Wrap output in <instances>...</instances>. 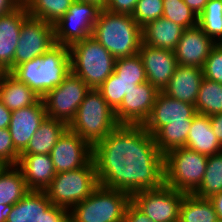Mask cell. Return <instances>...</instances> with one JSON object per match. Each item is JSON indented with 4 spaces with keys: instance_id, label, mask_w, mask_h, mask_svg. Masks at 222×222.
<instances>
[{
    "instance_id": "6da1fadb",
    "label": "cell",
    "mask_w": 222,
    "mask_h": 222,
    "mask_svg": "<svg viewBox=\"0 0 222 222\" xmlns=\"http://www.w3.org/2000/svg\"><path fill=\"white\" fill-rule=\"evenodd\" d=\"M99 185L132 195L164 182V155L142 125L119 124L93 146Z\"/></svg>"
},
{
    "instance_id": "7a4b0ae2",
    "label": "cell",
    "mask_w": 222,
    "mask_h": 222,
    "mask_svg": "<svg viewBox=\"0 0 222 222\" xmlns=\"http://www.w3.org/2000/svg\"><path fill=\"white\" fill-rule=\"evenodd\" d=\"M70 71L69 47L55 44L43 55L16 66L10 74L42 98L58 86Z\"/></svg>"
},
{
    "instance_id": "3957f363",
    "label": "cell",
    "mask_w": 222,
    "mask_h": 222,
    "mask_svg": "<svg viewBox=\"0 0 222 222\" xmlns=\"http://www.w3.org/2000/svg\"><path fill=\"white\" fill-rule=\"evenodd\" d=\"M92 37L118 59L138 53L142 43V28L130 14L102 8Z\"/></svg>"
},
{
    "instance_id": "277c9868",
    "label": "cell",
    "mask_w": 222,
    "mask_h": 222,
    "mask_svg": "<svg viewBox=\"0 0 222 222\" xmlns=\"http://www.w3.org/2000/svg\"><path fill=\"white\" fill-rule=\"evenodd\" d=\"M119 125L115 111L98 89H90L78 107L68 129L77 133L92 147Z\"/></svg>"
},
{
    "instance_id": "5b68a950",
    "label": "cell",
    "mask_w": 222,
    "mask_h": 222,
    "mask_svg": "<svg viewBox=\"0 0 222 222\" xmlns=\"http://www.w3.org/2000/svg\"><path fill=\"white\" fill-rule=\"evenodd\" d=\"M71 72L98 89L114 72L115 57L92 36L69 46Z\"/></svg>"
},
{
    "instance_id": "8992f818",
    "label": "cell",
    "mask_w": 222,
    "mask_h": 222,
    "mask_svg": "<svg viewBox=\"0 0 222 222\" xmlns=\"http://www.w3.org/2000/svg\"><path fill=\"white\" fill-rule=\"evenodd\" d=\"M131 195L98 185L69 211L71 222H122Z\"/></svg>"
},
{
    "instance_id": "52a82bcc",
    "label": "cell",
    "mask_w": 222,
    "mask_h": 222,
    "mask_svg": "<svg viewBox=\"0 0 222 222\" xmlns=\"http://www.w3.org/2000/svg\"><path fill=\"white\" fill-rule=\"evenodd\" d=\"M208 156L186 147L176 148L164 155V182L167 186L193 194L203 180Z\"/></svg>"
},
{
    "instance_id": "ba28073f",
    "label": "cell",
    "mask_w": 222,
    "mask_h": 222,
    "mask_svg": "<svg viewBox=\"0 0 222 222\" xmlns=\"http://www.w3.org/2000/svg\"><path fill=\"white\" fill-rule=\"evenodd\" d=\"M99 185L93 159L84 167L57 173L44 190L53 205L71 210Z\"/></svg>"
},
{
    "instance_id": "9c48e42d",
    "label": "cell",
    "mask_w": 222,
    "mask_h": 222,
    "mask_svg": "<svg viewBox=\"0 0 222 222\" xmlns=\"http://www.w3.org/2000/svg\"><path fill=\"white\" fill-rule=\"evenodd\" d=\"M102 7L93 2L74 1L54 25L55 44L70 46L93 34Z\"/></svg>"
},
{
    "instance_id": "30bf717a",
    "label": "cell",
    "mask_w": 222,
    "mask_h": 222,
    "mask_svg": "<svg viewBox=\"0 0 222 222\" xmlns=\"http://www.w3.org/2000/svg\"><path fill=\"white\" fill-rule=\"evenodd\" d=\"M89 90L88 85L70 71L58 86L41 98L47 117L69 125Z\"/></svg>"
},
{
    "instance_id": "8fae6325",
    "label": "cell",
    "mask_w": 222,
    "mask_h": 222,
    "mask_svg": "<svg viewBox=\"0 0 222 222\" xmlns=\"http://www.w3.org/2000/svg\"><path fill=\"white\" fill-rule=\"evenodd\" d=\"M185 193L167 186L147 189L131 195V201L154 222H179Z\"/></svg>"
},
{
    "instance_id": "7c38bea8",
    "label": "cell",
    "mask_w": 222,
    "mask_h": 222,
    "mask_svg": "<svg viewBox=\"0 0 222 222\" xmlns=\"http://www.w3.org/2000/svg\"><path fill=\"white\" fill-rule=\"evenodd\" d=\"M54 45V25L28 16L21 25L20 38L14 54V68L43 55Z\"/></svg>"
},
{
    "instance_id": "4fadbf2b",
    "label": "cell",
    "mask_w": 222,
    "mask_h": 222,
    "mask_svg": "<svg viewBox=\"0 0 222 222\" xmlns=\"http://www.w3.org/2000/svg\"><path fill=\"white\" fill-rule=\"evenodd\" d=\"M50 155L56 173L73 171L86 166L92 160L93 147L77 133L67 129Z\"/></svg>"
},
{
    "instance_id": "5bb4252c",
    "label": "cell",
    "mask_w": 222,
    "mask_h": 222,
    "mask_svg": "<svg viewBox=\"0 0 222 222\" xmlns=\"http://www.w3.org/2000/svg\"><path fill=\"white\" fill-rule=\"evenodd\" d=\"M158 92L148 81L131 89L115 110L118 123L143 125L152 111Z\"/></svg>"
},
{
    "instance_id": "9a60e30c",
    "label": "cell",
    "mask_w": 222,
    "mask_h": 222,
    "mask_svg": "<svg viewBox=\"0 0 222 222\" xmlns=\"http://www.w3.org/2000/svg\"><path fill=\"white\" fill-rule=\"evenodd\" d=\"M196 107L159 91L148 119L142 125L152 136L172 122H192Z\"/></svg>"
},
{
    "instance_id": "2e32d148",
    "label": "cell",
    "mask_w": 222,
    "mask_h": 222,
    "mask_svg": "<svg viewBox=\"0 0 222 222\" xmlns=\"http://www.w3.org/2000/svg\"><path fill=\"white\" fill-rule=\"evenodd\" d=\"M28 16L23 2L13 11L0 16V73H10L14 69L21 25Z\"/></svg>"
},
{
    "instance_id": "e0dca14e",
    "label": "cell",
    "mask_w": 222,
    "mask_h": 222,
    "mask_svg": "<svg viewBox=\"0 0 222 222\" xmlns=\"http://www.w3.org/2000/svg\"><path fill=\"white\" fill-rule=\"evenodd\" d=\"M138 54L143 61L147 81L158 91H163L178 66L174 51L154 48L141 43Z\"/></svg>"
},
{
    "instance_id": "ac0fdd59",
    "label": "cell",
    "mask_w": 222,
    "mask_h": 222,
    "mask_svg": "<svg viewBox=\"0 0 222 222\" xmlns=\"http://www.w3.org/2000/svg\"><path fill=\"white\" fill-rule=\"evenodd\" d=\"M47 114L43 100L11 112L9 131L15 149L21 154Z\"/></svg>"
},
{
    "instance_id": "d6986e66",
    "label": "cell",
    "mask_w": 222,
    "mask_h": 222,
    "mask_svg": "<svg viewBox=\"0 0 222 222\" xmlns=\"http://www.w3.org/2000/svg\"><path fill=\"white\" fill-rule=\"evenodd\" d=\"M215 45L216 43L197 25L183 31L174 49V55L179 65L202 69Z\"/></svg>"
},
{
    "instance_id": "ffe728a7",
    "label": "cell",
    "mask_w": 222,
    "mask_h": 222,
    "mask_svg": "<svg viewBox=\"0 0 222 222\" xmlns=\"http://www.w3.org/2000/svg\"><path fill=\"white\" fill-rule=\"evenodd\" d=\"M16 166L29 190L44 191L57 174L50 154H20Z\"/></svg>"
},
{
    "instance_id": "44dd1931",
    "label": "cell",
    "mask_w": 222,
    "mask_h": 222,
    "mask_svg": "<svg viewBox=\"0 0 222 222\" xmlns=\"http://www.w3.org/2000/svg\"><path fill=\"white\" fill-rule=\"evenodd\" d=\"M203 78L201 68L178 64L163 92L171 98L195 105Z\"/></svg>"
},
{
    "instance_id": "7402d4cb",
    "label": "cell",
    "mask_w": 222,
    "mask_h": 222,
    "mask_svg": "<svg viewBox=\"0 0 222 222\" xmlns=\"http://www.w3.org/2000/svg\"><path fill=\"white\" fill-rule=\"evenodd\" d=\"M185 29L171 20L160 17L142 27V43L174 51Z\"/></svg>"
},
{
    "instance_id": "603a6c76",
    "label": "cell",
    "mask_w": 222,
    "mask_h": 222,
    "mask_svg": "<svg viewBox=\"0 0 222 222\" xmlns=\"http://www.w3.org/2000/svg\"><path fill=\"white\" fill-rule=\"evenodd\" d=\"M185 147L206 156L222 152V145L213 132L209 116L197 113L193 117Z\"/></svg>"
},
{
    "instance_id": "cb8c5ba5",
    "label": "cell",
    "mask_w": 222,
    "mask_h": 222,
    "mask_svg": "<svg viewBox=\"0 0 222 222\" xmlns=\"http://www.w3.org/2000/svg\"><path fill=\"white\" fill-rule=\"evenodd\" d=\"M40 97L10 73H0V101L12 112L35 104Z\"/></svg>"
},
{
    "instance_id": "d4e9b609",
    "label": "cell",
    "mask_w": 222,
    "mask_h": 222,
    "mask_svg": "<svg viewBox=\"0 0 222 222\" xmlns=\"http://www.w3.org/2000/svg\"><path fill=\"white\" fill-rule=\"evenodd\" d=\"M51 205L45 191L30 190L13 205L6 222H41L44 211Z\"/></svg>"
},
{
    "instance_id": "484cf974",
    "label": "cell",
    "mask_w": 222,
    "mask_h": 222,
    "mask_svg": "<svg viewBox=\"0 0 222 222\" xmlns=\"http://www.w3.org/2000/svg\"><path fill=\"white\" fill-rule=\"evenodd\" d=\"M67 129L65 122L46 117L21 154H50Z\"/></svg>"
},
{
    "instance_id": "4316f807",
    "label": "cell",
    "mask_w": 222,
    "mask_h": 222,
    "mask_svg": "<svg viewBox=\"0 0 222 222\" xmlns=\"http://www.w3.org/2000/svg\"><path fill=\"white\" fill-rule=\"evenodd\" d=\"M30 190L17 166H5L0 172V204L14 205Z\"/></svg>"
},
{
    "instance_id": "83f0119b",
    "label": "cell",
    "mask_w": 222,
    "mask_h": 222,
    "mask_svg": "<svg viewBox=\"0 0 222 222\" xmlns=\"http://www.w3.org/2000/svg\"><path fill=\"white\" fill-rule=\"evenodd\" d=\"M217 213L209 199L185 194L179 214V222H217Z\"/></svg>"
},
{
    "instance_id": "f1b7e54d",
    "label": "cell",
    "mask_w": 222,
    "mask_h": 222,
    "mask_svg": "<svg viewBox=\"0 0 222 222\" xmlns=\"http://www.w3.org/2000/svg\"><path fill=\"white\" fill-rule=\"evenodd\" d=\"M75 0H23L28 15L55 24Z\"/></svg>"
},
{
    "instance_id": "f546056e",
    "label": "cell",
    "mask_w": 222,
    "mask_h": 222,
    "mask_svg": "<svg viewBox=\"0 0 222 222\" xmlns=\"http://www.w3.org/2000/svg\"><path fill=\"white\" fill-rule=\"evenodd\" d=\"M192 122H172L163 126L153 137L163 155L185 147Z\"/></svg>"
},
{
    "instance_id": "4dcf8cb0",
    "label": "cell",
    "mask_w": 222,
    "mask_h": 222,
    "mask_svg": "<svg viewBox=\"0 0 222 222\" xmlns=\"http://www.w3.org/2000/svg\"><path fill=\"white\" fill-rule=\"evenodd\" d=\"M195 107L198 114L209 117L222 113V84L203 78Z\"/></svg>"
},
{
    "instance_id": "1f68e13d",
    "label": "cell",
    "mask_w": 222,
    "mask_h": 222,
    "mask_svg": "<svg viewBox=\"0 0 222 222\" xmlns=\"http://www.w3.org/2000/svg\"><path fill=\"white\" fill-rule=\"evenodd\" d=\"M220 192H222V152L208 156L203 180L193 195L209 199Z\"/></svg>"
},
{
    "instance_id": "d6a6232c",
    "label": "cell",
    "mask_w": 222,
    "mask_h": 222,
    "mask_svg": "<svg viewBox=\"0 0 222 222\" xmlns=\"http://www.w3.org/2000/svg\"><path fill=\"white\" fill-rule=\"evenodd\" d=\"M198 26L216 44L222 41V0H209L198 16Z\"/></svg>"
},
{
    "instance_id": "836d02e7",
    "label": "cell",
    "mask_w": 222,
    "mask_h": 222,
    "mask_svg": "<svg viewBox=\"0 0 222 222\" xmlns=\"http://www.w3.org/2000/svg\"><path fill=\"white\" fill-rule=\"evenodd\" d=\"M136 80L118 79L113 72L98 88L108 105L115 111L122 103L125 94L136 88Z\"/></svg>"
},
{
    "instance_id": "e575fe53",
    "label": "cell",
    "mask_w": 222,
    "mask_h": 222,
    "mask_svg": "<svg viewBox=\"0 0 222 222\" xmlns=\"http://www.w3.org/2000/svg\"><path fill=\"white\" fill-rule=\"evenodd\" d=\"M163 16L184 29L198 25V17L185 4L184 0H163Z\"/></svg>"
},
{
    "instance_id": "d590c367",
    "label": "cell",
    "mask_w": 222,
    "mask_h": 222,
    "mask_svg": "<svg viewBox=\"0 0 222 222\" xmlns=\"http://www.w3.org/2000/svg\"><path fill=\"white\" fill-rule=\"evenodd\" d=\"M114 73L118 79L136 80L138 85L147 81L143 61L138 53L116 59Z\"/></svg>"
},
{
    "instance_id": "8d00e7d4",
    "label": "cell",
    "mask_w": 222,
    "mask_h": 222,
    "mask_svg": "<svg viewBox=\"0 0 222 222\" xmlns=\"http://www.w3.org/2000/svg\"><path fill=\"white\" fill-rule=\"evenodd\" d=\"M163 0H138L133 19L142 28L151 21L163 16Z\"/></svg>"
},
{
    "instance_id": "74e56055",
    "label": "cell",
    "mask_w": 222,
    "mask_h": 222,
    "mask_svg": "<svg viewBox=\"0 0 222 222\" xmlns=\"http://www.w3.org/2000/svg\"><path fill=\"white\" fill-rule=\"evenodd\" d=\"M204 78L222 84V45L216 44L202 68Z\"/></svg>"
},
{
    "instance_id": "f35d334b",
    "label": "cell",
    "mask_w": 222,
    "mask_h": 222,
    "mask_svg": "<svg viewBox=\"0 0 222 222\" xmlns=\"http://www.w3.org/2000/svg\"><path fill=\"white\" fill-rule=\"evenodd\" d=\"M20 153L15 149L9 128L0 129V162L5 166H16Z\"/></svg>"
},
{
    "instance_id": "ab89813d",
    "label": "cell",
    "mask_w": 222,
    "mask_h": 222,
    "mask_svg": "<svg viewBox=\"0 0 222 222\" xmlns=\"http://www.w3.org/2000/svg\"><path fill=\"white\" fill-rule=\"evenodd\" d=\"M138 0H107L104 9L121 14H130L134 12Z\"/></svg>"
},
{
    "instance_id": "60d3db41",
    "label": "cell",
    "mask_w": 222,
    "mask_h": 222,
    "mask_svg": "<svg viewBox=\"0 0 222 222\" xmlns=\"http://www.w3.org/2000/svg\"><path fill=\"white\" fill-rule=\"evenodd\" d=\"M69 210L59 207L57 205H51L42 216L41 222H68Z\"/></svg>"
},
{
    "instance_id": "b9f144b4",
    "label": "cell",
    "mask_w": 222,
    "mask_h": 222,
    "mask_svg": "<svg viewBox=\"0 0 222 222\" xmlns=\"http://www.w3.org/2000/svg\"><path fill=\"white\" fill-rule=\"evenodd\" d=\"M122 222H154L144 214L132 201L128 203Z\"/></svg>"
},
{
    "instance_id": "7bdbcfd3",
    "label": "cell",
    "mask_w": 222,
    "mask_h": 222,
    "mask_svg": "<svg viewBox=\"0 0 222 222\" xmlns=\"http://www.w3.org/2000/svg\"><path fill=\"white\" fill-rule=\"evenodd\" d=\"M210 124L214 134L222 145V113L210 116Z\"/></svg>"
},
{
    "instance_id": "ee69618b",
    "label": "cell",
    "mask_w": 222,
    "mask_h": 222,
    "mask_svg": "<svg viewBox=\"0 0 222 222\" xmlns=\"http://www.w3.org/2000/svg\"><path fill=\"white\" fill-rule=\"evenodd\" d=\"M23 0H0V16L16 9Z\"/></svg>"
},
{
    "instance_id": "f6af8a7d",
    "label": "cell",
    "mask_w": 222,
    "mask_h": 222,
    "mask_svg": "<svg viewBox=\"0 0 222 222\" xmlns=\"http://www.w3.org/2000/svg\"><path fill=\"white\" fill-rule=\"evenodd\" d=\"M208 1L209 0H184L185 4L194 12L197 17L203 12Z\"/></svg>"
},
{
    "instance_id": "bcb514c9",
    "label": "cell",
    "mask_w": 222,
    "mask_h": 222,
    "mask_svg": "<svg viewBox=\"0 0 222 222\" xmlns=\"http://www.w3.org/2000/svg\"><path fill=\"white\" fill-rule=\"evenodd\" d=\"M11 111L0 101V129L9 128Z\"/></svg>"
},
{
    "instance_id": "7dc6e473",
    "label": "cell",
    "mask_w": 222,
    "mask_h": 222,
    "mask_svg": "<svg viewBox=\"0 0 222 222\" xmlns=\"http://www.w3.org/2000/svg\"><path fill=\"white\" fill-rule=\"evenodd\" d=\"M209 201L213 205L218 219L222 220V192L213 195L209 198Z\"/></svg>"
},
{
    "instance_id": "c3c4849f",
    "label": "cell",
    "mask_w": 222,
    "mask_h": 222,
    "mask_svg": "<svg viewBox=\"0 0 222 222\" xmlns=\"http://www.w3.org/2000/svg\"><path fill=\"white\" fill-rule=\"evenodd\" d=\"M13 205L0 204V222H6Z\"/></svg>"
},
{
    "instance_id": "681fc988",
    "label": "cell",
    "mask_w": 222,
    "mask_h": 222,
    "mask_svg": "<svg viewBox=\"0 0 222 222\" xmlns=\"http://www.w3.org/2000/svg\"><path fill=\"white\" fill-rule=\"evenodd\" d=\"M76 1H84V2H93L104 8L107 3V0H76Z\"/></svg>"
},
{
    "instance_id": "f907efd6",
    "label": "cell",
    "mask_w": 222,
    "mask_h": 222,
    "mask_svg": "<svg viewBox=\"0 0 222 222\" xmlns=\"http://www.w3.org/2000/svg\"><path fill=\"white\" fill-rule=\"evenodd\" d=\"M4 167H5V165L0 162V172H1V170H2Z\"/></svg>"
}]
</instances>
